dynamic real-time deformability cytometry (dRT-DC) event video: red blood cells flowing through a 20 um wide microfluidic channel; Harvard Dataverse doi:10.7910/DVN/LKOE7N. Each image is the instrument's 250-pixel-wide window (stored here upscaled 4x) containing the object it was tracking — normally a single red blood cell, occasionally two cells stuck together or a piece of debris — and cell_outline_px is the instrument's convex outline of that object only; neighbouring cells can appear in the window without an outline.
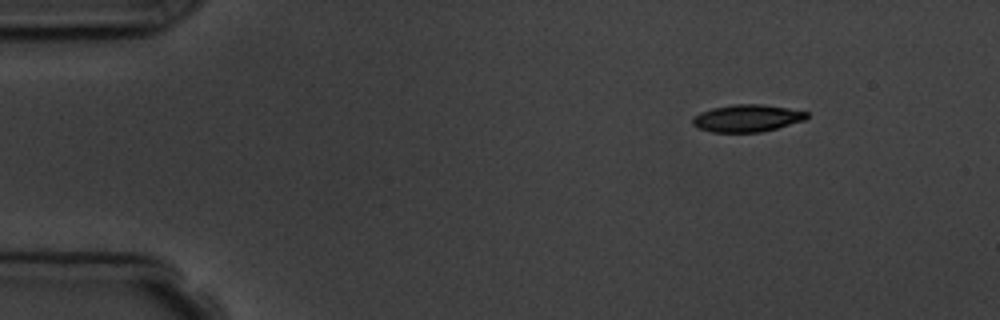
{"species": "common noctule bat (a hibernating species)", "species_latin": "Nyctalus noctula", "temperature_condition": "room temperature", "stored_images_in_passage": 9, "camera_frame_rate_fps": 3000, "um_per_image_px": 0.085, "animal": {"sex": "male", "body_mass_g": 19.5, "forearm_length_mm": 54.6}, "frame": {"image": 1, "passage_image": 1, "time_ms": 0.0, "image_size_px": [1000, 320], "cell_outline_px": [[808, 116], [804, 120], [776, 128], [760, 132], [712, 132], [696, 128], [692, 124], [692, 116], [700, 112], [712, 108], [732, 104], [764, 104], [788, 108], [808, 112]], "centroid_in_image_um": [63.45, 10.04], "position_along_channel_um": 21.6, "area_um2": 18.21}}
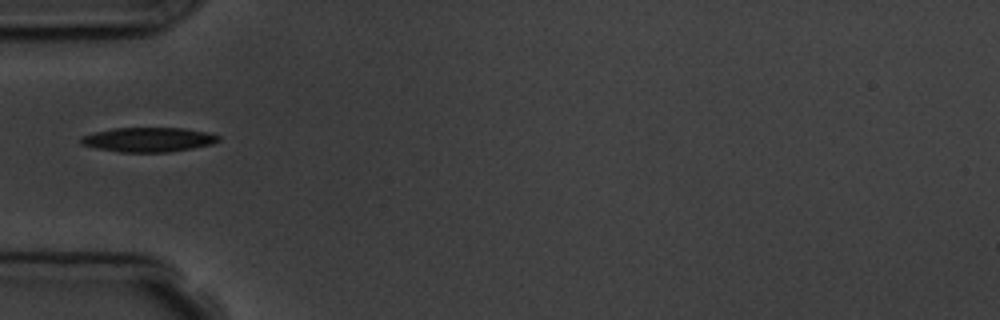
{"frame": {"image": 2, "passage_image": 4, "time_ms": 3.667, "image_size_px": [1000, 320], "cell_outline_px": [[220, 140], [212, 144], [192, 148], [168, 152], [120, 152], [96, 148], [80, 144], [80, 136], [92, 132], [112, 128], [184, 128], [208, 132], [220, 136]], "centroid_in_image_um": [12.58, 11.86], "position_along_channel_um": 72.4, "area_um2": 19.77}}
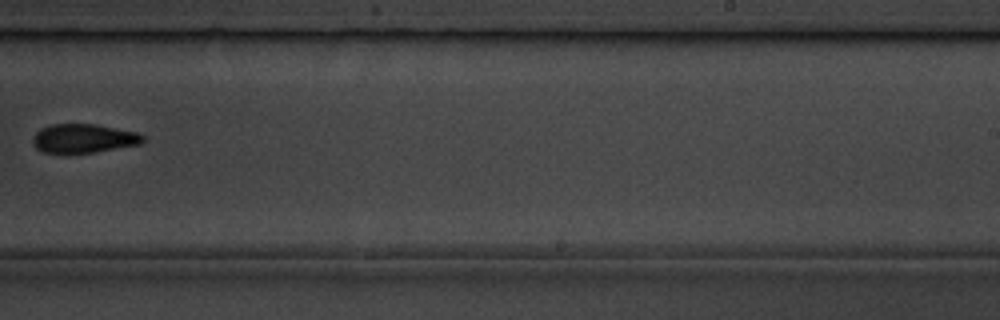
{"frame": {"image": 3, "passage_image": 9, "time_ms": 9.333, "image_size_px": [1000, 320], "cell_outline_px": [[144, 140], [140, 144], [92, 152], [44, 152], [36, 148], [32, 144], [32, 140], [36, 132], [40, 128], [52, 124], [96, 124], [136, 132], [144, 136]], "centroid_in_image_um": [7.08, 11.75], "position_along_channel_um": 281.9, "area_um2": 18.26}}